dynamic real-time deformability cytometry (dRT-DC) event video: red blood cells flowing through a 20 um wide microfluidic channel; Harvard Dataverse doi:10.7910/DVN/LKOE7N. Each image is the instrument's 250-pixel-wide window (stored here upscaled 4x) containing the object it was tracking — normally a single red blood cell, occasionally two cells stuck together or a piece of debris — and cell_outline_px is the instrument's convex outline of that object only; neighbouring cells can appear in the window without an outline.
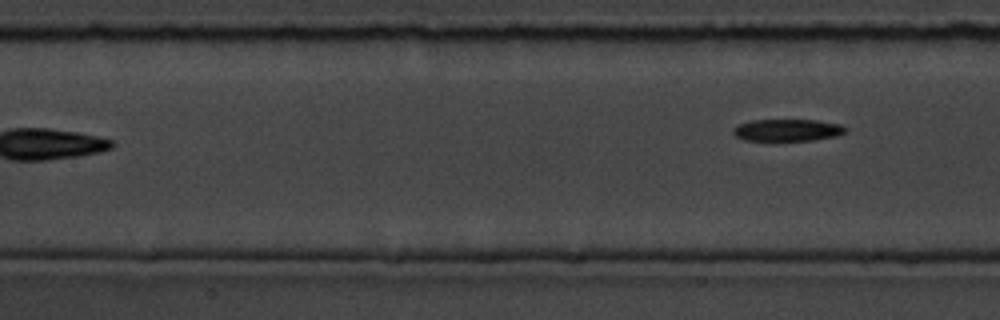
{"species": "common noctule bat (a hibernating species)", "species_latin": "Nyctalus noctula", "temperature_condition": "room temperature", "stored_images_in_passage": 8, "camera_frame_rate_fps": 3000, "um_per_image_px": 0.085, "animal": {"sex": "male", "body_mass_g": 19.5, "forearm_length_mm": 54.6}, "frame": {"image": 1, "passage_image": 8, "time_ms": 9.0, "image_size_px": [1000, 320], "cell_outline_px": [[848, 128], [844, 132], [836, 136], [812, 140], [772, 144], [768, 144], [744, 140], [736, 136], [732, 132], [732, 128], [736, 124], [752, 120], [816, 120], [840, 124]], "centroid_in_image_um": [66.82, 11.11], "position_along_channel_um": 140.6, "area_um2": 15.43}}